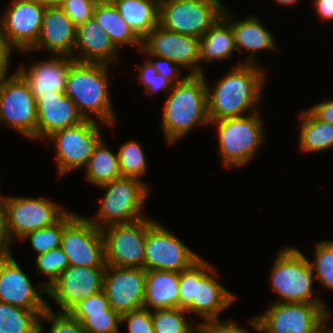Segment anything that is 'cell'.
Here are the masks:
<instances>
[{"instance_id": "1", "label": "cell", "mask_w": 333, "mask_h": 333, "mask_svg": "<svg viewBox=\"0 0 333 333\" xmlns=\"http://www.w3.org/2000/svg\"><path fill=\"white\" fill-rule=\"evenodd\" d=\"M257 64L238 63L216 83L207 86L208 118L210 122L244 117L260 103L266 73Z\"/></svg>"}, {"instance_id": "2", "label": "cell", "mask_w": 333, "mask_h": 333, "mask_svg": "<svg viewBox=\"0 0 333 333\" xmlns=\"http://www.w3.org/2000/svg\"><path fill=\"white\" fill-rule=\"evenodd\" d=\"M207 80L202 75H189L173 85L165 100L162 130L169 144L185 136L197 124H210L207 104Z\"/></svg>"}, {"instance_id": "3", "label": "cell", "mask_w": 333, "mask_h": 333, "mask_svg": "<svg viewBox=\"0 0 333 333\" xmlns=\"http://www.w3.org/2000/svg\"><path fill=\"white\" fill-rule=\"evenodd\" d=\"M107 66L74 61L68 69L65 95L76 104L84 119H92L94 114L105 125L113 126L116 118L108 91Z\"/></svg>"}, {"instance_id": "4", "label": "cell", "mask_w": 333, "mask_h": 333, "mask_svg": "<svg viewBox=\"0 0 333 333\" xmlns=\"http://www.w3.org/2000/svg\"><path fill=\"white\" fill-rule=\"evenodd\" d=\"M211 264L202 257L191 267L180 272L179 308L196 313L204 320H219V314L235 300L213 275Z\"/></svg>"}, {"instance_id": "5", "label": "cell", "mask_w": 333, "mask_h": 333, "mask_svg": "<svg viewBox=\"0 0 333 333\" xmlns=\"http://www.w3.org/2000/svg\"><path fill=\"white\" fill-rule=\"evenodd\" d=\"M278 254L270 271V285L281 298L277 302L321 304L326 309L322 301L313 298L315 277L305 255L294 247H286Z\"/></svg>"}, {"instance_id": "6", "label": "cell", "mask_w": 333, "mask_h": 333, "mask_svg": "<svg viewBox=\"0 0 333 333\" xmlns=\"http://www.w3.org/2000/svg\"><path fill=\"white\" fill-rule=\"evenodd\" d=\"M101 187L106 193L101 200L96 219H90L97 228L103 229L112 224L130 223L145 218L140 214L149 187L141 179L120 177L99 186Z\"/></svg>"}, {"instance_id": "7", "label": "cell", "mask_w": 333, "mask_h": 333, "mask_svg": "<svg viewBox=\"0 0 333 333\" xmlns=\"http://www.w3.org/2000/svg\"><path fill=\"white\" fill-rule=\"evenodd\" d=\"M252 111L250 115L210 122L218 124L219 153L224 166H243L253 159L263 142V121Z\"/></svg>"}, {"instance_id": "8", "label": "cell", "mask_w": 333, "mask_h": 333, "mask_svg": "<svg viewBox=\"0 0 333 333\" xmlns=\"http://www.w3.org/2000/svg\"><path fill=\"white\" fill-rule=\"evenodd\" d=\"M330 315L321 304L275 301L250 325L263 333H317Z\"/></svg>"}, {"instance_id": "9", "label": "cell", "mask_w": 333, "mask_h": 333, "mask_svg": "<svg viewBox=\"0 0 333 333\" xmlns=\"http://www.w3.org/2000/svg\"><path fill=\"white\" fill-rule=\"evenodd\" d=\"M223 10L221 0H160L159 25L201 38L220 18Z\"/></svg>"}, {"instance_id": "10", "label": "cell", "mask_w": 333, "mask_h": 333, "mask_svg": "<svg viewBox=\"0 0 333 333\" xmlns=\"http://www.w3.org/2000/svg\"><path fill=\"white\" fill-rule=\"evenodd\" d=\"M60 247L67 255L70 266L106 267L102 229L97 228L89 218L68 211Z\"/></svg>"}, {"instance_id": "11", "label": "cell", "mask_w": 333, "mask_h": 333, "mask_svg": "<svg viewBox=\"0 0 333 333\" xmlns=\"http://www.w3.org/2000/svg\"><path fill=\"white\" fill-rule=\"evenodd\" d=\"M0 200L6 212L7 232L12 241L57 223L69 211L43 197L0 195Z\"/></svg>"}, {"instance_id": "12", "label": "cell", "mask_w": 333, "mask_h": 333, "mask_svg": "<svg viewBox=\"0 0 333 333\" xmlns=\"http://www.w3.org/2000/svg\"><path fill=\"white\" fill-rule=\"evenodd\" d=\"M99 124L85 119L78 125L52 133L47 137L55 144L59 176L86 166L96 146L102 140Z\"/></svg>"}, {"instance_id": "13", "label": "cell", "mask_w": 333, "mask_h": 333, "mask_svg": "<svg viewBox=\"0 0 333 333\" xmlns=\"http://www.w3.org/2000/svg\"><path fill=\"white\" fill-rule=\"evenodd\" d=\"M154 222L145 217L103 228L106 264L144 268L146 231Z\"/></svg>"}, {"instance_id": "14", "label": "cell", "mask_w": 333, "mask_h": 333, "mask_svg": "<svg viewBox=\"0 0 333 333\" xmlns=\"http://www.w3.org/2000/svg\"><path fill=\"white\" fill-rule=\"evenodd\" d=\"M37 139V105L25 79L15 70L0 83V123Z\"/></svg>"}, {"instance_id": "15", "label": "cell", "mask_w": 333, "mask_h": 333, "mask_svg": "<svg viewBox=\"0 0 333 333\" xmlns=\"http://www.w3.org/2000/svg\"><path fill=\"white\" fill-rule=\"evenodd\" d=\"M172 234L157 222L147 229L145 270L181 272L201 258Z\"/></svg>"}, {"instance_id": "16", "label": "cell", "mask_w": 333, "mask_h": 333, "mask_svg": "<svg viewBox=\"0 0 333 333\" xmlns=\"http://www.w3.org/2000/svg\"><path fill=\"white\" fill-rule=\"evenodd\" d=\"M45 9L38 0H13L0 21L6 46L29 51L38 40Z\"/></svg>"}, {"instance_id": "17", "label": "cell", "mask_w": 333, "mask_h": 333, "mask_svg": "<svg viewBox=\"0 0 333 333\" xmlns=\"http://www.w3.org/2000/svg\"><path fill=\"white\" fill-rule=\"evenodd\" d=\"M139 49L151 57L167 58L181 67L189 68V75L204 73L199 65L200 38L158 25L142 40V47Z\"/></svg>"}, {"instance_id": "18", "label": "cell", "mask_w": 333, "mask_h": 333, "mask_svg": "<svg viewBox=\"0 0 333 333\" xmlns=\"http://www.w3.org/2000/svg\"><path fill=\"white\" fill-rule=\"evenodd\" d=\"M146 270L107 265L103 288L110 307L120 315L144 308Z\"/></svg>"}, {"instance_id": "19", "label": "cell", "mask_w": 333, "mask_h": 333, "mask_svg": "<svg viewBox=\"0 0 333 333\" xmlns=\"http://www.w3.org/2000/svg\"><path fill=\"white\" fill-rule=\"evenodd\" d=\"M105 268L69 265L47 288V294L62 310L58 312L69 313L78 303L102 291Z\"/></svg>"}, {"instance_id": "20", "label": "cell", "mask_w": 333, "mask_h": 333, "mask_svg": "<svg viewBox=\"0 0 333 333\" xmlns=\"http://www.w3.org/2000/svg\"><path fill=\"white\" fill-rule=\"evenodd\" d=\"M43 293L47 294V288L41 285L35 290L12 255L0 260V302L26 310H46L49 305L40 295Z\"/></svg>"}, {"instance_id": "21", "label": "cell", "mask_w": 333, "mask_h": 333, "mask_svg": "<svg viewBox=\"0 0 333 333\" xmlns=\"http://www.w3.org/2000/svg\"><path fill=\"white\" fill-rule=\"evenodd\" d=\"M77 26L61 7H46L40 34L29 50L47 49L51 55L74 57Z\"/></svg>"}, {"instance_id": "22", "label": "cell", "mask_w": 333, "mask_h": 333, "mask_svg": "<svg viewBox=\"0 0 333 333\" xmlns=\"http://www.w3.org/2000/svg\"><path fill=\"white\" fill-rule=\"evenodd\" d=\"M37 105V139L52 133L78 125L84 121L76 104L65 92H48L36 99Z\"/></svg>"}, {"instance_id": "23", "label": "cell", "mask_w": 333, "mask_h": 333, "mask_svg": "<svg viewBox=\"0 0 333 333\" xmlns=\"http://www.w3.org/2000/svg\"><path fill=\"white\" fill-rule=\"evenodd\" d=\"M75 60L65 56H53L48 61L33 63L27 71L23 66L16 70L27 82L30 92L37 99L48 92H65L69 66Z\"/></svg>"}, {"instance_id": "24", "label": "cell", "mask_w": 333, "mask_h": 333, "mask_svg": "<svg viewBox=\"0 0 333 333\" xmlns=\"http://www.w3.org/2000/svg\"><path fill=\"white\" fill-rule=\"evenodd\" d=\"M117 49L94 17L77 26L74 52L80 55L72 57L75 61L108 65L117 58Z\"/></svg>"}, {"instance_id": "25", "label": "cell", "mask_w": 333, "mask_h": 333, "mask_svg": "<svg viewBox=\"0 0 333 333\" xmlns=\"http://www.w3.org/2000/svg\"><path fill=\"white\" fill-rule=\"evenodd\" d=\"M180 272L146 270L144 308L153 310L179 307Z\"/></svg>"}, {"instance_id": "26", "label": "cell", "mask_w": 333, "mask_h": 333, "mask_svg": "<svg viewBox=\"0 0 333 333\" xmlns=\"http://www.w3.org/2000/svg\"><path fill=\"white\" fill-rule=\"evenodd\" d=\"M234 16L223 10L220 18L200 38L199 61L226 60L236 50L230 20ZM232 18V19H231Z\"/></svg>"}, {"instance_id": "27", "label": "cell", "mask_w": 333, "mask_h": 333, "mask_svg": "<svg viewBox=\"0 0 333 333\" xmlns=\"http://www.w3.org/2000/svg\"><path fill=\"white\" fill-rule=\"evenodd\" d=\"M237 21H234V23L230 22L236 49L239 51V54L243 53L242 48L250 53L247 58L249 60L243 63L257 64L254 57L256 52L266 49H277L272 33L261 24L256 16Z\"/></svg>"}, {"instance_id": "28", "label": "cell", "mask_w": 333, "mask_h": 333, "mask_svg": "<svg viewBox=\"0 0 333 333\" xmlns=\"http://www.w3.org/2000/svg\"><path fill=\"white\" fill-rule=\"evenodd\" d=\"M160 0H114V5L134 33L143 40L159 25Z\"/></svg>"}, {"instance_id": "29", "label": "cell", "mask_w": 333, "mask_h": 333, "mask_svg": "<svg viewBox=\"0 0 333 333\" xmlns=\"http://www.w3.org/2000/svg\"><path fill=\"white\" fill-rule=\"evenodd\" d=\"M93 17L117 48L122 44L142 47V40L125 22L114 3H96Z\"/></svg>"}, {"instance_id": "30", "label": "cell", "mask_w": 333, "mask_h": 333, "mask_svg": "<svg viewBox=\"0 0 333 333\" xmlns=\"http://www.w3.org/2000/svg\"><path fill=\"white\" fill-rule=\"evenodd\" d=\"M300 149L306 152L325 151L333 147V124L317 119L309 110L301 114Z\"/></svg>"}, {"instance_id": "31", "label": "cell", "mask_w": 333, "mask_h": 333, "mask_svg": "<svg viewBox=\"0 0 333 333\" xmlns=\"http://www.w3.org/2000/svg\"><path fill=\"white\" fill-rule=\"evenodd\" d=\"M85 168L88 182L98 187L122 177L118 155L106 148L103 139L96 146Z\"/></svg>"}, {"instance_id": "32", "label": "cell", "mask_w": 333, "mask_h": 333, "mask_svg": "<svg viewBox=\"0 0 333 333\" xmlns=\"http://www.w3.org/2000/svg\"><path fill=\"white\" fill-rule=\"evenodd\" d=\"M44 312L0 302V333H40V316Z\"/></svg>"}, {"instance_id": "33", "label": "cell", "mask_w": 333, "mask_h": 333, "mask_svg": "<svg viewBox=\"0 0 333 333\" xmlns=\"http://www.w3.org/2000/svg\"><path fill=\"white\" fill-rule=\"evenodd\" d=\"M118 164L122 177L141 179L147 171V162L144 152L138 142H125L118 150Z\"/></svg>"}, {"instance_id": "34", "label": "cell", "mask_w": 333, "mask_h": 333, "mask_svg": "<svg viewBox=\"0 0 333 333\" xmlns=\"http://www.w3.org/2000/svg\"><path fill=\"white\" fill-rule=\"evenodd\" d=\"M153 311V312H152ZM151 311L154 333H193V326L185 319L188 313L182 308L156 309Z\"/></svg>"}, {"instance_id": "35", "label": "cell", "mask_w": 333, "mask_h": 333, "mask_svg": "<svg viewBox=\"0 0 333 333\" xmlns=\"http://www.w3.org/2000/svg\"><path fill=\"white\" fill-rule=\"evenodd\" d=\"M77 319L85 333H118L121 315L111 307L103 313L71 314Z\"/></svg>"}, {"instance_id": "36", "label": "cell", "mask_w": 333, "mask_h": 333, "mask_svg": "<svg viewBox=\"0 0 333 333\" xmlns=\"http://www.w3.org/2000/svg\"><path fill=\"white\" fill-rule=\"evenodd\" d=\"M312 271L319 283L333 290V241L327 240L316 244Z\"/></svg>"}, {"instance_id": "37", "label": "cell", "mask_w": 333, "mask_h": 333, "mask_svg": "<svg viewBox=\"0 0 333 333\" xmlns=\"http://www.w3.org/2000/svg\"><path fill=\"white\" fill-rule=\"evenodd\" d=\"M65 228V215L55 224L24 235L20 240H30L32 248L39 254L60 247Z\"/></svg>"}, {"instance_id": "38", "label": "cell", "mask_w": 333, "mask_h": 333, "mask_svg": "<svg viewBox=\"0 0 333 333\" xmlns=\"http://www.w3.org/2000/svg\"><path fill=\"white\" fill-rule=\"evenodd\" d=\"M36 265L38 274H44L48 277V280L42 284H44L46 288H49L50 285L69 266V260L61 247H57L45 253L39 254L36 259Z\"/></svg>"}, {"instance_id": "39", "label": "cell", "mask_w": 333, "mask_h": 333, "mask_svg": "<svg viewBox=\"0 0 333 333\" xmlns=\"http://www.w3.org/2000/svg\"><path fill=\"white\" fill-rule=\"evenodd\" d=\"M44 319L52 322L50 323L49 333H85L81 323L70 313L58 312L56 314L51 310L50 306L40 316V333H43L44 328L41 323Z\"/></svg>"}, {"instance_id": "40", "label": "cell", "mask_w": 333, "mask_h": 333, "mask_svg": "<svg viewBox=\"0 0 333 333\" xmlns=\"http://www.w3.org/2000/svg\"><path fill=\"white\" fill-rule=\"evenodd\" d=\"M137 67L140 71L137 78L144 85L145 94L153 95L159 90L166 91V93L167 91L170 92L174 84L169 79L158 74L157 70L149 60H145L144 65Z\"/></svg>"}, {"instance_id": "41", "label": "cell", "mask_w": 333, "mask_h": 333, "mask_svg": "<svg viewBox=\"0 0 333 333\" xmlns=\"http://www.w3.org/2000/svg\"><path fill=\"white\" fill-rule=\"evenodd\" d=\"M95 5L94 0H65L60 7L78 26L93 17Z\"/></svg>"}, {"instance_id": "42", "label": "cell", "mask_w": 333, "mask_h": 333, "mask_svg": "<svg viewBox=\"0 0 333 333\" xmlns=\"http://www.w3.org/2000/svg\"><path fill=\"white\" fill-rule=\"evenodd\" d=\"M126 322L129 333H154L151 310L142 308L123 313L121 324Z\"/></svg>"}, {"instance_id": "43", "label": "cell", "mask_w": 333, "mask_h": 333, "mask_svg": "<svg viewBox=\"0 0 333 333\" xmlns=\"http://www.w3.org/2000/svg\"><path fill=\"white\" fill-rule=\"evenodd\" d=\"M110 308V303L104 291H100L78 303L69 313L70 314H97L103 313Z\"/></svg>"}, {"instance_id": "44", "label": "cell", "mask_w": 333, "mask_h": 333, "mask_svg": "<svg viewBox=\"0 0 333 333\" xmlns=\"http://www.w3.org/2000/svg\"><path fill=\"white\" fill-rule=\"evenodd\" d=\"M197 328V329H196ZM197 333H249L232 321L205 320L194 328Z\"/></svg>"}, {"instance_id": "45", "label": "cell", "mask_w": 333, "mask_h": 333, "mask_svg": "<svg viewBox=\"0 0 333 333\" xmlns=\"http://www.w3.org/2000/svg\"><path fill=\"white\" fill-rule=\"evenodd\" d=\"M159 61H153V59H149L152 65L157 70V73L162 75L163 77L169 79L173 84L180 83L184 81L188 76H184V78H180L181 71L180 66L175 64L172 60L163 57H156ZM175 65V66H174Z\"/></svg>"}, {"instance_id": "46", "label": "cell", "mask_w": 333, "mask_h": 333, "mask_svg": "<svg viewBox=\"0 0 333 333\" xmlns=\"http://www.w3.org/2000/svg\"><path fill=\"white\" fill-rule=\"evenodd\" d=\"M12 242L7 232L6 212L0 200V260L11 256L9 245Z\"/></svg>"}, {"instance_id": "47", "label": "cell", "mask_w": 333, "mask_h": 333, "mask_svg": "<svg viewBox=\"0 0 333 333\" xmlns=\"http://www.w3.org/2000/svg\"><path fill=\"white\" fill-rule=\"evenodd\" d=\"M309 111L319 120L333 124V101H325L311 107Z\"/></svg>"}, {"instance_id": "48", "label": "cell", "mask_w": 333, "mask_h": 333, "mask_svg": "<svg viewBox=\"0 0 333 333\" xmlns=\"http://www.w3.org/2000/svg\"><path fill=\"white\" fill-rule=\"evenodd\" d=\"M316 12L324 20H333V0H314Z\"/></svg>"}, {"instance_id": "49", "label": "cell", "mask_w": 333, "mask_h": 333, "mask_svg": "<svg viewBox=\"0 0 333 333\" xmlns=\"http://www.w3.org/2000/svg\"><path fill=\"white\" fill-rule=\"evenodd\" d=\"M11 53L12 52H0V83L7 78Z\"/></svg>"}, {"instance_id": "50", "label": "cell", "mask_w": 333, "mask_h": 333, "mask_svg": "<svg viewBox=\"0 0 333 333\" xmlns=\"http://www.w3.org/2000/svg\"><path fill=\"white\" fill-rule=\"evenodd\" d=\"M45 7H60L65 0H38Z\"/></svg>"}, {"instance_id": "51", "label": "cell", "mask_w": 333, "mask_h": 333, "mask_svg": "<svg viewBox=\"0 0 333 333\" xmlns=\"http://www.w3.org/2000/svg\"><path fill=\"white\" fill-rule=\"evenodd\" d=\"M12 51L13 50H11L9 47L6 46L0 27V52H12Z\"/></svg>"}, {"instance_id": "52", "label": "cell", "mask_w": 333, "mask_h": 333, "mask_svg": "<svg viewBox=\"0 0 333 333\" xmlns=\"http://www.w3.org/2000/svg\"><path fill=\"white\" fill-rule=\"evenodd\" d=\"M276 2H278L279 4H283V5H292L295 4L298 0H274Z\"/></svg>"}, {"instance_id": "53", "label": "cell", "mask_w": 333, "mask_h": 333, "mask_svg": "<svg viewBox=\"0 0 333 333\" xmlns=\"http://www.w3.org/2000/svg\"><path fill=\"white\" fill-rule=\"evenodd\" d=\"M327 320L323 324V327L317 333H328V327H325ZM327 329V330H326Z\"/></svg>"}, {"instance_id": "54", "label": "cell", "mask_w": 333, "mask_h": 333, "mask_svg": "<svg viewBox=\"0 0 333 333\" xmlns=\"http://www.w3.org/2000/svg\"><path fill=\"white\" fill-rule=\"evenodd\" d=\"M96 3H113L114 0H94Z\"/></svg>"}, {"instance_id": "55", "label": "cell", "mask_w": 333, "mask_h": 333, "mask_svg": "<svg viewBox=\"0 0 333 333\" xmlns=\"http://www.w3.org/2000/svg\"><path fill=\"white\" fill-rule=\"evenodd\" d=\"M328 327V333H333V328Z\"/></svg>"}]
</instances>
